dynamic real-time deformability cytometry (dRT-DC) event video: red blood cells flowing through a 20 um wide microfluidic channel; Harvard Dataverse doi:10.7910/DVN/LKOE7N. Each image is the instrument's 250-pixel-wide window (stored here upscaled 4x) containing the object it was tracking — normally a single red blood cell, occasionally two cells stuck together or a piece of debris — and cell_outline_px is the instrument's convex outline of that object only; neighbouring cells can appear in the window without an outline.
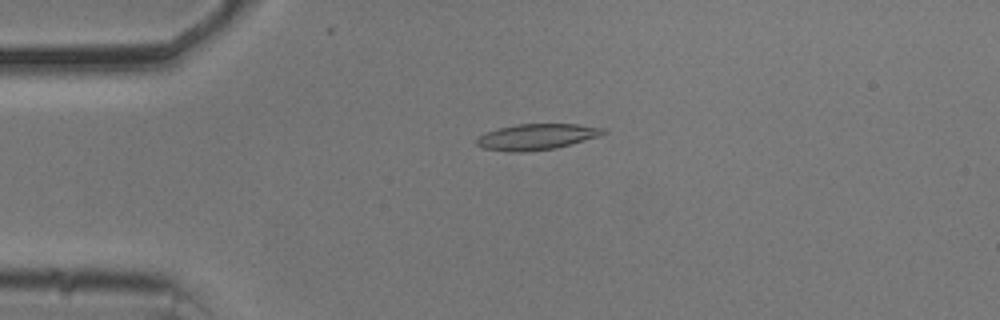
{"species": "common noctule bat (a hibernating species)", "species_latin": "Nyctalus noctula", "temperature_condition": "cold", "stored_images_in_passage": 51, "camera_frame_rate_fps": 3000, "um_per_image_px": 0.085, "animal": {"sex": "male", "body_mass_g": 20.5, "forearm_length_mm": 52.5}, "frame": {"image": 1, "passage_image": 9, "time_ms": 2.667, "image_size_px": [1000, 320], "cell_outline_px": [[608, 132], [600, 136], [572, 144], [556, 148], [520, 152], [512, 152], [484, 148], [476, 144], [476, 140], [484, 132], [516, 124], [576, 124], [604, 128]], "centroid_in_image_um": [45.64, 11.62], "position_along_channel_um": 39.4, "area_um2": 19.07}}
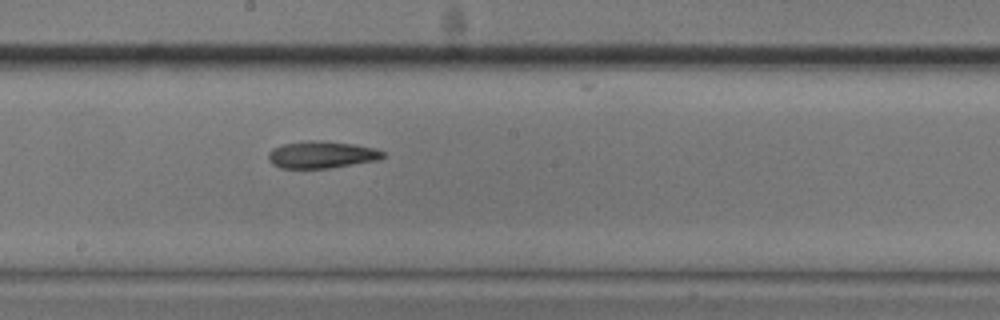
{"frame": {"image": 2, "passage_image": 26, "time_ms": 8.333, "image_size_px": [1000, 320], "cell_outline_px": [[384, 156], [376, 160], [328, 168], [280, 168], [272, 164], [268, 160], [268, 152], [272, 148], [284, 144], [308, 140], [320, 140], [356, 144], [376, 148], [384, 152]], "centroid_in_image_um": [27.31, 13.14], "position_along_channel_um": 220.9, "area_um2": 18.09}}
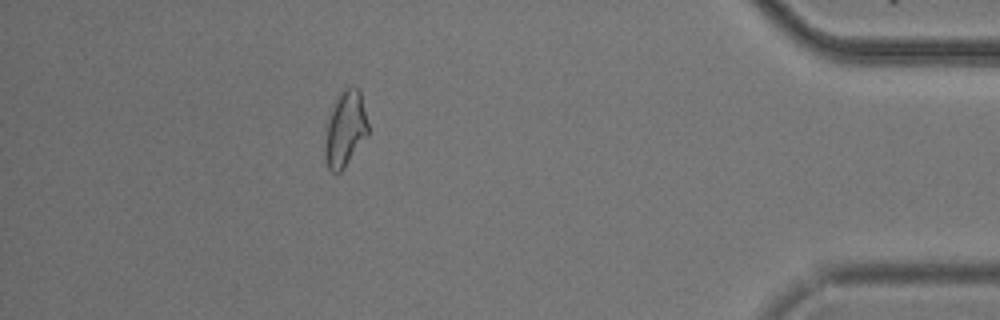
{"frame": {"image": 3, "passage_image": 45, "time_ms": 14.667, "image_size_px": [1000, 320], "cell_outline_px": [[368, 136], [340, 172], [332, 172], [328, 168], [324, 160], [324, 144], [328, 124], [336, 100], [340, 92], [348, 84], [352, 84], [360, 92], [368, 124]], "centroid_in_image_um": [29.35, 10.97], "position_along_channel_um": 405.8, "area_um2": 18.79}}